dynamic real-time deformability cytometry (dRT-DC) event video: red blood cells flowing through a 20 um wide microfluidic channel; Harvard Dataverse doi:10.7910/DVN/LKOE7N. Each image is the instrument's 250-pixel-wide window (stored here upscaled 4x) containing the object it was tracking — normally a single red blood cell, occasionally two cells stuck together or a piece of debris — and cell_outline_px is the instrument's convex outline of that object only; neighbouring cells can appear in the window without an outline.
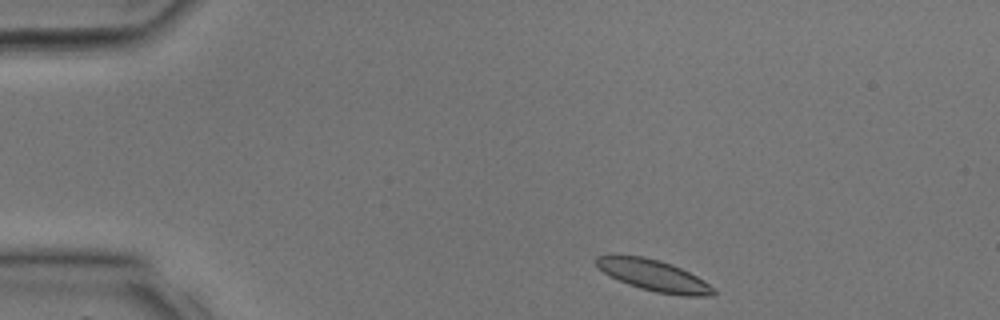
{"species": "common noctule bat (a hibernating species)", "species_latin": "Nyctalus noctula", "temperature_condition": "room temperature", "stored_images_in_passage": 29, "camera_frame_rate_fps": 3000, "um_per_image_px": 0.085, "animal": {"sex": "male", "body_mass_g": 17.9, "forearm_length_mm": 54.2}, "frame": {"image": 1, "passage_image": 1, "time_ms": 0.0, "image_size_px": [1000, 320], "cell_outline_px": [[716, 292], [712, 296], [680, 296], [656, 292], [640, 288], [628, 284], [604, 272], [596, 264], [596, 256], [644, 256], [660, 260], [672, 264], [704, 280]], "centroid_in_image_um": [55.62, 23.43], "position_along_channel_um": 29.4, "area_um2": 20.92}}
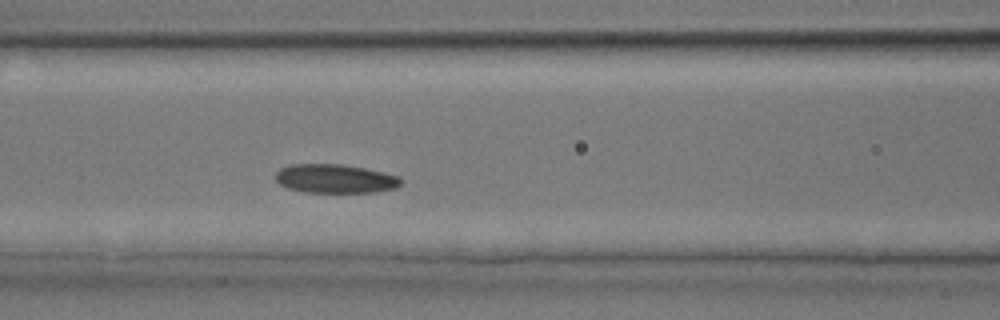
{"frame": {"image": 2, "passage_image": 10, "time_ms": 3.0, "image_size_px": [1000, 320], "cell_outline_px": [[404, 180], [396, 188], [372, 192], [304, 192], [288, 188], [280, 184], [276, 180], [276, 172], [280, 168], [292, 164], [340, 164], [364, 168], [400, 176]], "centroid_in_image_um": [28.5, 15.18], "position_along_channel_um": 138.1, "area_um2": 21.04}}
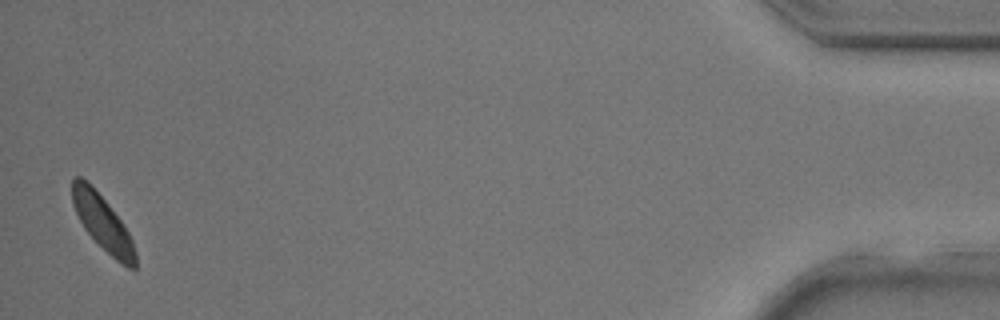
{"frame": {"image": 3, "passage_image": 29, "time_ms": 9.333, "image_size_px": [1000, 320], "cell_outline_px": [[136, 268], [128, 268], [120, 264], [84, 228], [72, 204], [72, 176], [80, 176], [108, 204], [120, 220], [128, 232], [132, 240], [136, 252]], "centroid_in_image_um": [8.73, 18.96], "position_along_channel_um": 426.5, "area_um2": 19.59}}